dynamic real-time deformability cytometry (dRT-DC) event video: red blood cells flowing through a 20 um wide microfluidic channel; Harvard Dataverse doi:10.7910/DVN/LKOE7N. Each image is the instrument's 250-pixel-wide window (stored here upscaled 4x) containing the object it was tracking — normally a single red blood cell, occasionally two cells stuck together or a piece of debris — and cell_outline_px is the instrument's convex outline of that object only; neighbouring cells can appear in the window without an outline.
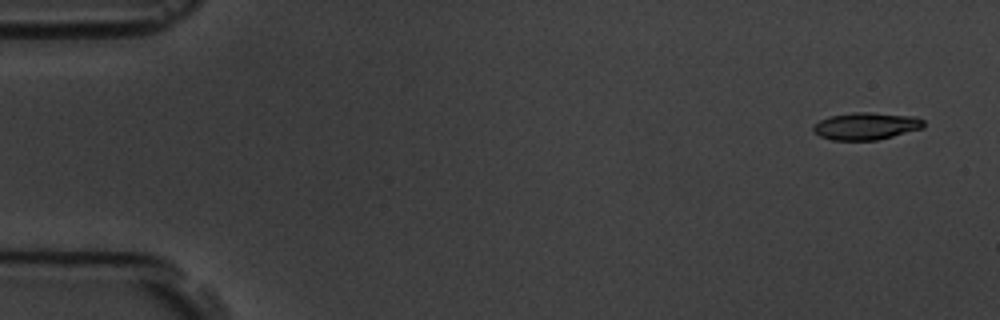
{"species": "common noctule bat (a hibernating species)", "species_latin": "Nyctalus noctula", "temperature_condition": "room temperature", "stored_images_in_passage": 5, "camera_frame_rate_fps": 3000, "um_per_image_px": 0.085, "animal": {"sex": "male", "body_mass_g": 19.5, "forearm_length_mm": 54.6}, "frame": {"image": 1, "passage_image": 1, "time_ms": 0.0, "image_size_px": [1000, 320], "cell_outline_px": [[924, 128], [876, 140], [832, 140], [820, 136], [812, 128], [820, 120], [828, 116], [856, 112], [868, 112], [916, 116], [924, 120]], "centroid_in_image_um": [73.65, 10.71], "position_along_channel_um": 11.4, "area_um2": 17.46}}
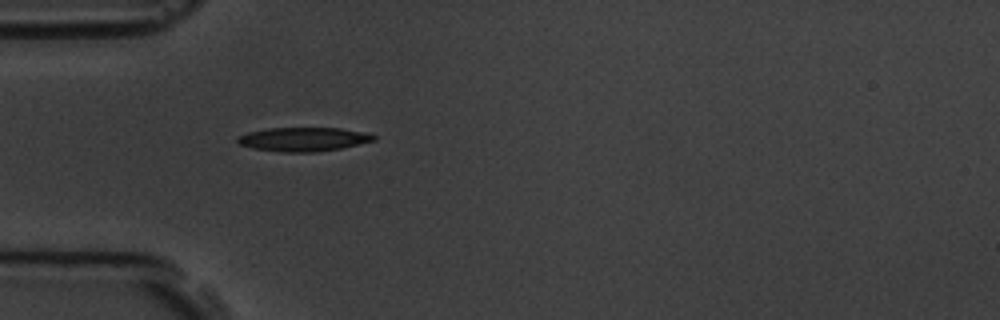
{"frame": {"image": 2, "passage_image": 5, "time_ms": 4.667, "image_size_px": [1000, 320], "cell_outline_px": [[376, 140], [340, 148], [316, 152], [280, 152], [252, 148], [240, 144], [236, 140], [240, 136], [248, 132], [268, 128], [340, 128], [364, 132], [376, 136]], "centroid_in_image_um": [25.79, 11.84], "position_along_channel_um": 59.2, "area_um2": 18.84}}